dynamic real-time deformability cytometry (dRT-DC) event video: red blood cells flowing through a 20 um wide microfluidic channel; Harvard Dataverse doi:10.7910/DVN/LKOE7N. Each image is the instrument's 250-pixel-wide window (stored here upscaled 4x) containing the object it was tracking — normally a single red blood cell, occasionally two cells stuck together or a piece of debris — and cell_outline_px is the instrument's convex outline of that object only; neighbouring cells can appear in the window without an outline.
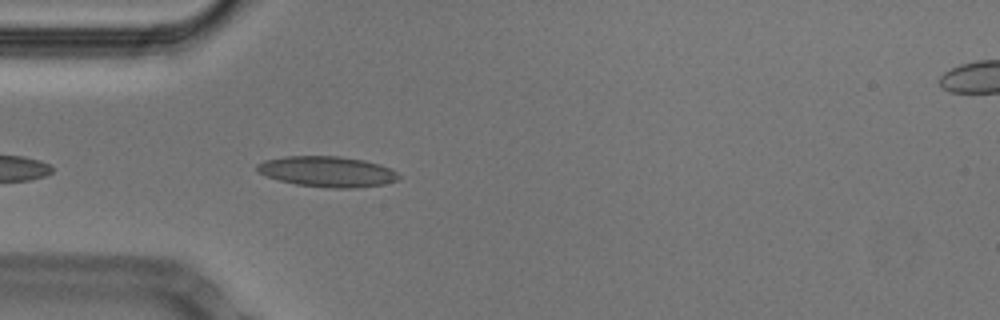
{"species": "Egyptian fruit bat (a non-hibernating species)", "species_latin": "Rousettus aegyptiacus", "temperature_condition": "cold", "stored_images_in_passage": 5, "camera_frame_rate_fps": 3000, "um_per_image_px": 0.085, "animal": {"sex": "male"}, "frame": {"image": 1, "passage_image": 2, "time_ms": 0.333, "image_size_px": [1000, 320], "cell_outline_px": [[400, 176], [396, 180], [384, 184], [356, 188], [332, 188], [296, 184], [280, 180], [268, 176], [260, 172], [256, 168], [256, 164], [264, 160], [284, 156], [340, 156], [364, 160], [380, 164], [396, 172]], "centroid_in_image_um": [27.82, 14.58], "position_along_channel_um": 57.2, "area_um2": 25.09}}